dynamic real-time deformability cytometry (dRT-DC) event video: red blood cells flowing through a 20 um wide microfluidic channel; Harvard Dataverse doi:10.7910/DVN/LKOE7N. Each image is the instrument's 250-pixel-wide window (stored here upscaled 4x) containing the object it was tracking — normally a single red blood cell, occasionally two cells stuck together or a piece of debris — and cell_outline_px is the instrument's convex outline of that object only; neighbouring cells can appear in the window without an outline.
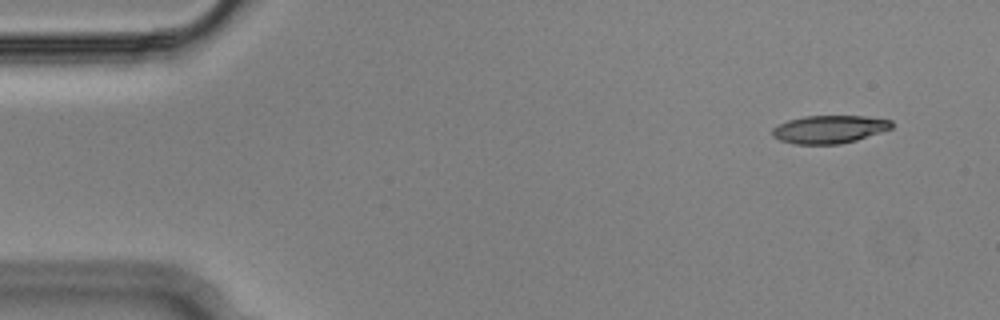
{"species": "Egyptian fruit bat (a non-hibernating species)", "species_latin": "Rousettus aegyptiacus", "temperature_condition": "cold", "stored_images_in_passage": 51, "camera_frame_rate_fps": 3000, "um_per_image_px": 0.085, "animal": {"sex": "male"}, "frame": {"image": 1, "passage_image": 1, "time_ms": 0.0, "image_size_px": [1000, 320], "cell_outline_px": [[892, 128], [856, 140], [840, 144], [796, 144], [780, 140], [772, 136], [772, 128], [788, 120], [804, 116], [864, 116], [892, 120]], "centroid_in_image_um": [70.48, 10.99], "position_along_channel_um": 14.5, "area_um2": 19.31}}
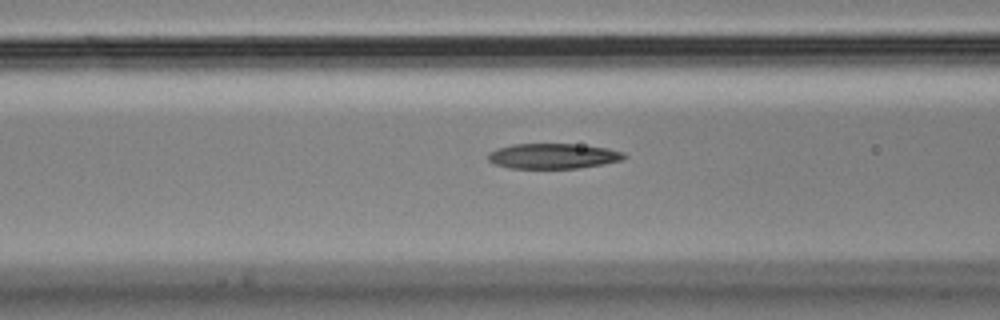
{"frame": {"image": 2, "passage_image": 18, "time_ms": 5.667, "image_size_px": [1000, 320], "cell_outline_px": [[628, 156], [624, 160], [604, 164], [580, 168], [508, 168], [496, 164], [488, 160], [488, 156], [492, 152], [500, 148], [512, 144], [576, 144], [608, 148], [624, 152]], "centroid_in_image_um": [47.1, 13.27], "position_along_channel_um": 119.5, "area_um2": 20.0}}
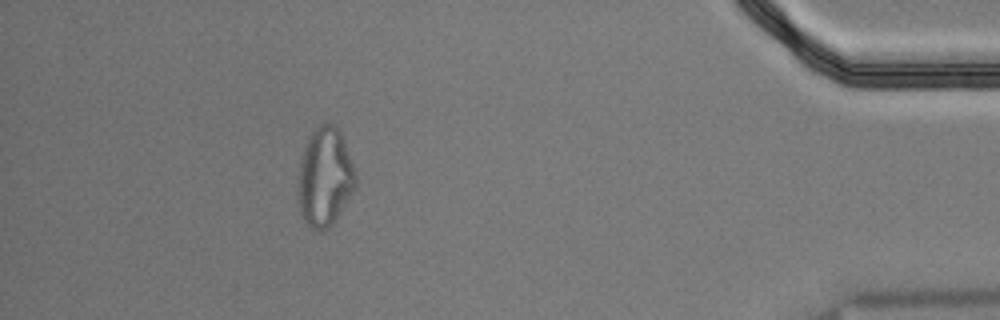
{"frame": {"image": 3, "passage_image": 46, "time_ms": 15.0, "image_size_px": [1000, 320], "cell_outline_px": [[356, 184], [352, 192], [332, 224], [328, 228], [320, 232], [316, 232], [304, 220], [300, 212], [296, 196], [296, 188], [300, 160], [308, 136], [320, 124], [328, 120], [336, 124], [340, 132], [356, 168]], "centroid_in_image_um": [27.59, 15.03], "position_along_channel_um": 407.6, "area_um2": 33.76}, "authors_computed_cell_mechanics": {"area_um2": 20.6924, "velocity_mm_per_s": 3.6464, "shape_relaxation_time_tau1_ms": null, "shape_relaxation_time_tau2_ms": 5.4552, "deformation_change_tau1": null, "deformation_change_tau2": 0.1568}}